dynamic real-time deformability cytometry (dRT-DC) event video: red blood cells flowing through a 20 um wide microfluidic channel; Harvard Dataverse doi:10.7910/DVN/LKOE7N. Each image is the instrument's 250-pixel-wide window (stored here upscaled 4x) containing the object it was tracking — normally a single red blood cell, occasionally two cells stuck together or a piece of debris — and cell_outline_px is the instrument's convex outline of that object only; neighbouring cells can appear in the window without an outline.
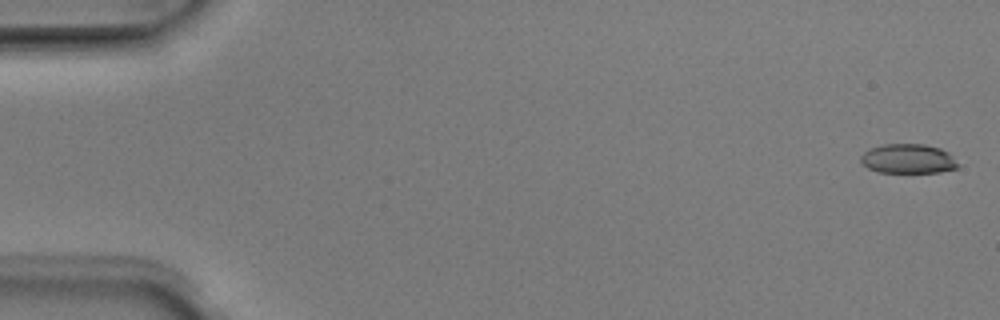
{"species": "Egyptian fruit bat (a non-hibernating species)", "species_latin": "Rousettus aegyptiacus", "temperature_condition": "room temperature", "stored_images_in_passage": 6, "camera_frame_rate_fps": 3000, "um_per_image_px": 0.085, "animal": {"sex": "male"}, "frame": {"image": 1, "passage_image": 1, "time_ms": 0.0, "image_size_px": [1000, 320], "cell_outline_px": [[960, 164], [956, 168], [940, 172], [876, 172], [868, 168], [860, 160], [860, 156], [864, 152], [872, 148], [884, 144], [924, 144], [940, 148], [948, 152]], "centroid_in_image_um": [77.2, 13.49], "position_along_channel_um": 7.8, "area_um2": 16.65}}